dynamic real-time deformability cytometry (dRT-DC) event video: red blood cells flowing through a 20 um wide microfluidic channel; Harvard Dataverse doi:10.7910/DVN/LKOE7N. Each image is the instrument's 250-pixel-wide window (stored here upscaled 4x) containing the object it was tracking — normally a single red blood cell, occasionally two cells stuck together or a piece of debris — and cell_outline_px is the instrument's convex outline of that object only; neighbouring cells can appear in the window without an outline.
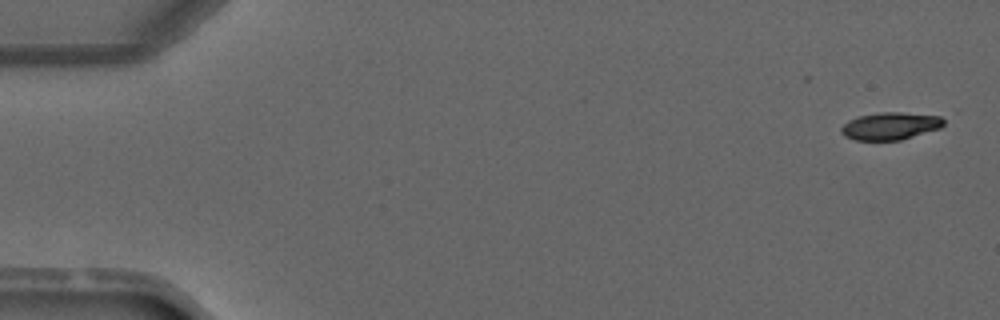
{"species": "common noctule bat (a hibernating species)", "species_latin": "Nyctalus noctula", "temperature_condition": "warm", "stored_images_in_passage": 3, "camera_frame_rate_fps": 3000, "um_per_image_px": 0.085, "animal": {"sex": "male", "forearm_length_mm": 52.5}, "frame": {"image": 1, "passage_image": 1, "time_ms": 0.0, "image_size_px": [1000, 320], "cell_outline_px": [[944, 124], [940, 128], [900, 140], [856, 140], [844, 136], [840, 132], [840, 128], [848, 120], [856, 116], [880, 112], [900, 112], [940, 116], [944, 120]], "centroid_in_image_um": [75.64, 10.7], "position_along_channel_um": 9.4, "area_um2": 16.42}}